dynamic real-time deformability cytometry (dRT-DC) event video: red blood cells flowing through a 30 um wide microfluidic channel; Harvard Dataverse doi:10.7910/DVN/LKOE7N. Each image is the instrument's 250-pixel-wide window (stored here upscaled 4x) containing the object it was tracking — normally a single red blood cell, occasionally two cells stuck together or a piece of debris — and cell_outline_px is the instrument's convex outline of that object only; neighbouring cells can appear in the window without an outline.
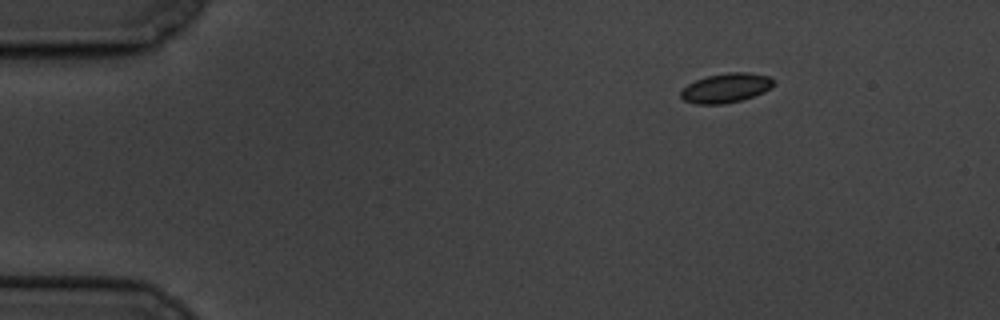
{"species": "common noctule bat (a hibernating species)", "species_latin": "Nyctalus noctula", "temperature_condition": "cold", "stored_images_in_passage": 3, "camera_frame_rate_fps": 3000, "um_per_image_px": 0.085, "animal": {"sex": "male", "body_mass_g": 19.5, "forearm_length_mm": 54.6}, "frame": {"image": 1, "passage_image": 1, "time_ms": 0.0, "image_size_px": [1000, 320], "cell_outline_px": [[776, 84], [772, 88], [764, 92], [740, 100], [724, 104], [696, 104], [684, 100], [680, 96], [680, 92], [688, 84], [696, 80], [708, 76], [728, 72], [748, 72], [768, 76], [776, 80]], "centroid_in_image_um": [61.75, 7.47], "position_along_channel_um": 23.3, "area_um2": 15.95}}